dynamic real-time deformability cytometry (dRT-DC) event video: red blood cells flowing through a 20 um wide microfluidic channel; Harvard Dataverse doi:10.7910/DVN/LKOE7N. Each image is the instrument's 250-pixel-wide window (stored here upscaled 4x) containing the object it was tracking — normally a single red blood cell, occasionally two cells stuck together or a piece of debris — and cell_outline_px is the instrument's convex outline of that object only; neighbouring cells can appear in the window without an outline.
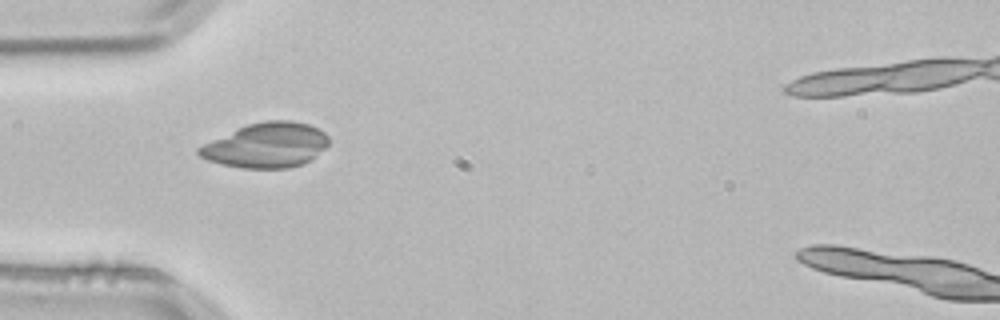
{"species": "common noctule bat (a hibernating species)", "species_latin": "Nyctalus noctula", "temperature_condition": "room temperature", "stored_images_in_passage": 2, "camera_frame_rate_fps": 3000, "um_per_image_px": 0.085, "animal": {"sex": "male", "body_mass_g": 21.5, "forearm_length_mm": 52.0}, "frame": {"image": 1, "passage_image": 1, "time_ms": 0.0, "image_size_px": [1000, 320], "cell_outline_px": [[328, 144], [312, 160], [304, 164], [288, 168], [240, 168], [220, 164], [208, 160], [200, 156], [196, 152], [196, 148], [204, 144], [248, 124], [264, 120], [292, 120], [308, 124], [324, 132], [328, 136]], "centroid_in_image_um": [22.66, 12.36], "position_along_channel_um": 62.3, "area_um2": 33.81}}